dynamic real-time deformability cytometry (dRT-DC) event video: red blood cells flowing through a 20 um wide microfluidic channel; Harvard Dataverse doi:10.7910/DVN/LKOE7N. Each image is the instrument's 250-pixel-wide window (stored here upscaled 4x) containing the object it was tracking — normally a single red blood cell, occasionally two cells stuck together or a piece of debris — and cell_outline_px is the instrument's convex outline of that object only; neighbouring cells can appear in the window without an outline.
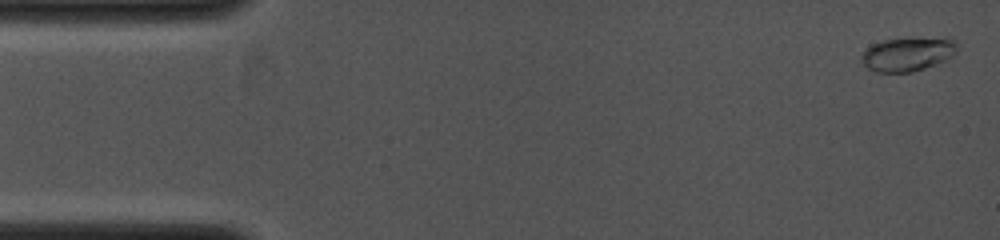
{"species": "common noctule bat (a hibernating species)", "species_latin": "Nyctalus noctula", "temperature_condition": "cold", "stored_images_in_passage": 17, "camera_frame_rate_fps": 4000, "um_per_image_px": 0.085, "animal": {"sex": "female", "body_mass_g": 19.0, "forearm_length_mm": 53.3}, "frame": {"image": 1, "passage_image": 1, "time_ms": 0.0, "image_size_px": [1000, 240], "cell_outline_px": [[956, 52], [952, 56], [936, 64], [912, 72], [876, 72], [868, 68], [860, 60], [860, 56], [864, 48], [872, 44], [884, 40], [948, 36], [956, 40]], "centroid_in_image_um": [77.15, 4.58], "position_along_channel_um": 7.8, "area_um2": 19.19}}
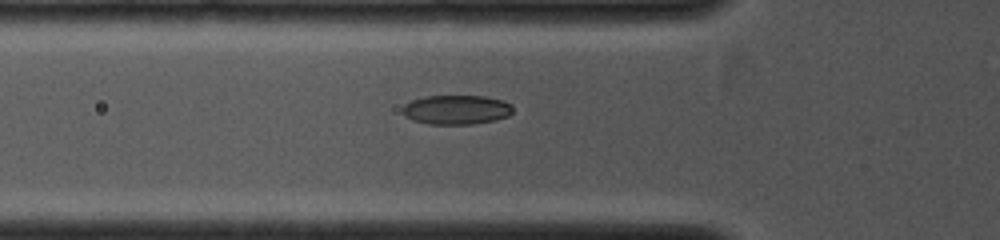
{"frame": {"image": 2, "passage_image": 12, "time_ms": 3.75, "image_size_px": [1000, 240], "cell_outline_px": [[512, 112], [508, 116], [492, 120], [472, 124], [428, 124], [412, 120], [404, 116], [404, 104], [412, 100], [428, 96], [484, 96], [500, 100], [512, 104]], "centroid_in_image_um": [38.78, 9.33], "position_along_channel_um": 87.0, "area_um2": 18.67}}
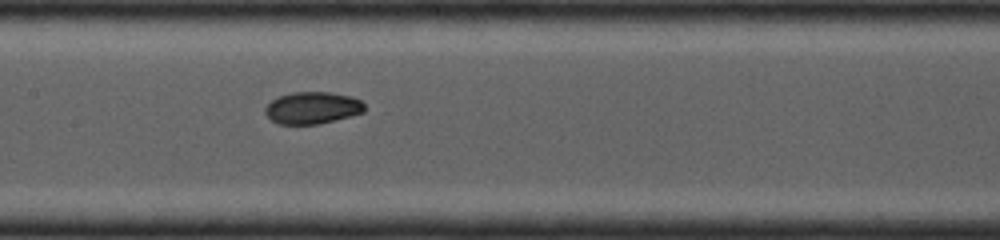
{"frame": {"image": 3, "passage_image": 17, "time_ms": 5.5, "image_size_px": [1000, 240], "cell_outline_px": [[364, 112], [352, 116], [320, 124], [280, 124], [272, 120], [264, 112], [264, 108], [272, 100], [280, 96], [292, 92], [328, 92], [352, 96], [360, 100], [364, 104]], "centroid_in_image_um": [26.57, 9.17], "position_along_channel_um": 180.8, "area_um2": 18.55}}